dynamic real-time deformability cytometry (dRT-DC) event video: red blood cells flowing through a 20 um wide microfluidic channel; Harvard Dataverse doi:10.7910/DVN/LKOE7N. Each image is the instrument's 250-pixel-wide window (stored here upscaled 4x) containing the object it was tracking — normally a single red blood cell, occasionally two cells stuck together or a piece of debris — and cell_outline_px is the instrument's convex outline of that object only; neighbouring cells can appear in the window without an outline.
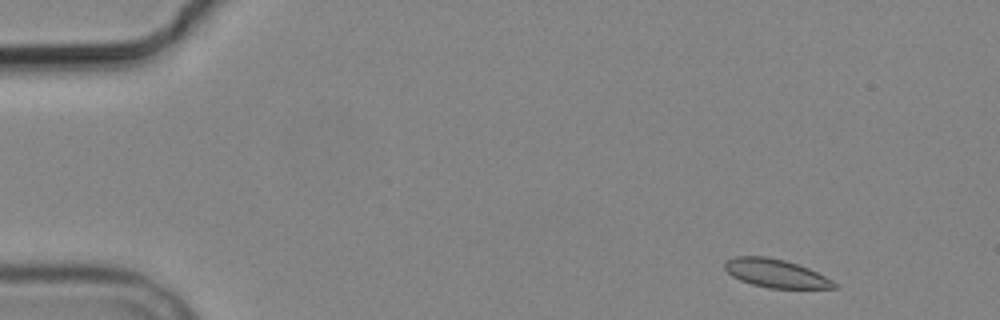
{"species": "common noctule bat (a hibernating species)", "species_latin": "Nyctalus noctula", "temperature_condition": "cold", "stored_images_in_passage": 5, "segment_of_instrument_passage": [1, 2], "camera_frame_rate_fps": 3000, "um_per_image_px": 0.085, "animal": {"sex": "male", "body_mass_g": 19.2, "forearm_length_mm": 51.8}, "frame": {"image": 1, "passage_image": 1, "time_ms": 0.0, "image_size_px": [1000, 320], "cell_outline_px": [[840, 288], [768, 288], [752, 284], [740, 280], [732, 276], [724, 268], [724, 264], [728, 260], [736, 256], [764, 256], [784, 260], [808, 268], [840, 284]], "centroid_in_image_um": [65.96, 23.24], "position_along_channel_um": 19.0, "area_um2": 17.98}}
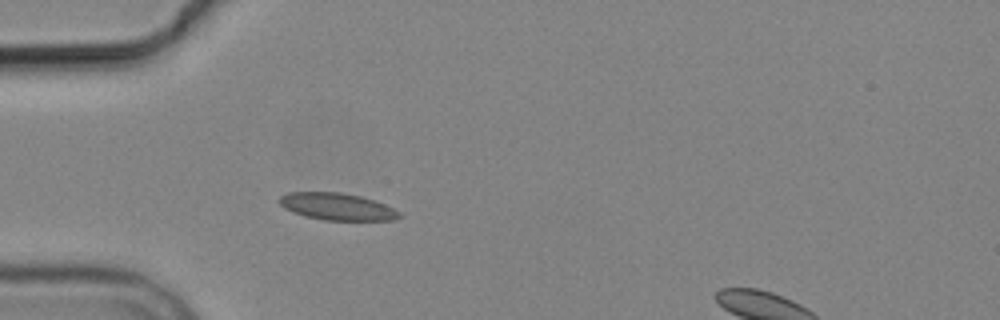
{"frame": {"image": 2, "passage_image": 4, "time_ms": 3.667, "image_size_px": [1000, 320], "cell_outline_px": [[404, 216], [392, 220], [324, 220], [304, 216], [284, 208], [276, 200], [280, 196], [288, 192], [340, 192], [360, 196], [376, 200], [400, 212]], "centroid_in_image_um": [28.64, 17.55], "position_along_channel_um": 56.4, "area_um2": 19.02}}